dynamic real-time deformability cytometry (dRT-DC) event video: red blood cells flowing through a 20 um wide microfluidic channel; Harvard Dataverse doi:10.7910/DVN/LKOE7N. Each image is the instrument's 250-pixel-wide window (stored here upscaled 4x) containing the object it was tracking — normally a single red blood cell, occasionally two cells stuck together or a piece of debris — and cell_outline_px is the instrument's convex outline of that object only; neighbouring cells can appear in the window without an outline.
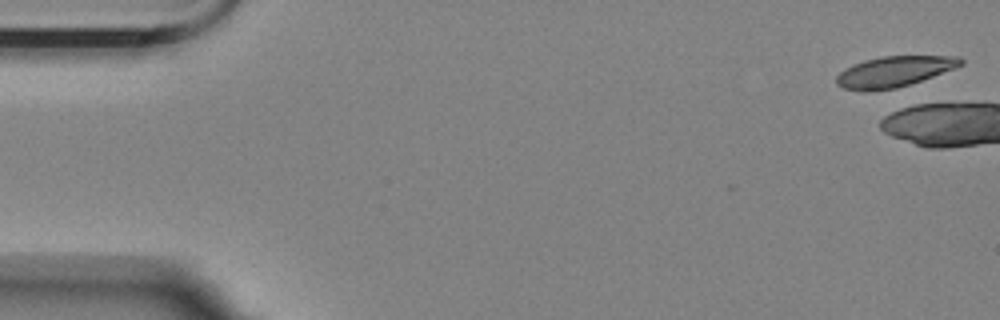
{"species": "Egyptian fruit bat (a non-hibernating species)", "species_latin": "Rousettus aegyptiacus", "temperature_condition": "room temperature", "stored_images_in_passage": 4, "camera_frame_rate_fps": 3000, "um_per_image_px": 0.085, "animal": {"sex": "female"}, "frame": {"image": 1, "passage_image": 1, "time_ms": 0.0, "image_size_px": [1000, 320], "cell_outline_px": [[964, 64], [932, 76], [896, 88], [864, 92], [860, 92], [844, 88], [836, 84], [836, 76], [844, 68], [864, 60], [880, 56], [960, 56], [964, 60]], "centroid_in_image_um": [75.95, 6.09], "position_along_channel_um": 9.0, "area_um2": 22.2}}